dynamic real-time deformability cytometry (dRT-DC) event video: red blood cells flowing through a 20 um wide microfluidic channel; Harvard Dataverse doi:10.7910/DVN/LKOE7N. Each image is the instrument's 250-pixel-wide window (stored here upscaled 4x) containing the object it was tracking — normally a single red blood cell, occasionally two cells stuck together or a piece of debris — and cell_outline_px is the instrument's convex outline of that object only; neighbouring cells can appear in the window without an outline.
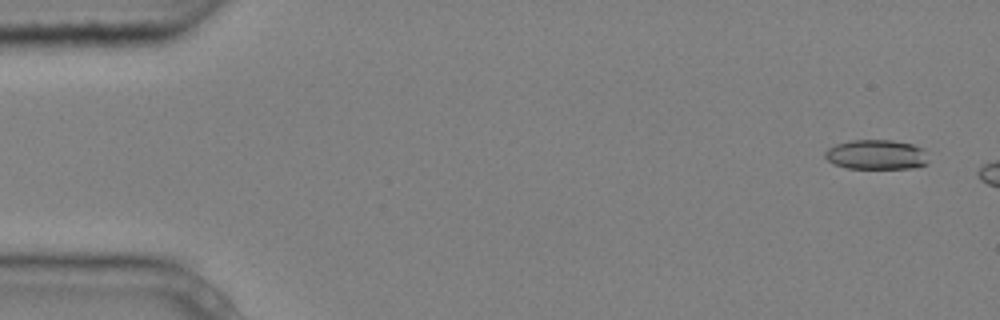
{"species": "common noctule bat (a hibernating species)", "species_latin": "Nyctalus noctula", "temperature_condition": "cold", "stored_images_in_passage": 3, "camera_frame_rate_fps": 3000, "um_per_image_px": 0.085, "animal": {"sex": "male", "body_mass_g": 20.4}, "frame": {"image": 1, "passage_image": 1, "time_ms": 0.0, "image_size_px": [1000, 320], "cell_outline_px": [[928, 164], [916, 168], [848, 168], [832, 164], [824, 156], [824, 152], [828, 148], [836, 144], [848, 140], [892, 140], [912, 144], [924, 148], [928, 160]], "centroid_in_image_um": [74.5, 13.14], "position_along_channel_um": 10.5, "area_um2": 18.15}}